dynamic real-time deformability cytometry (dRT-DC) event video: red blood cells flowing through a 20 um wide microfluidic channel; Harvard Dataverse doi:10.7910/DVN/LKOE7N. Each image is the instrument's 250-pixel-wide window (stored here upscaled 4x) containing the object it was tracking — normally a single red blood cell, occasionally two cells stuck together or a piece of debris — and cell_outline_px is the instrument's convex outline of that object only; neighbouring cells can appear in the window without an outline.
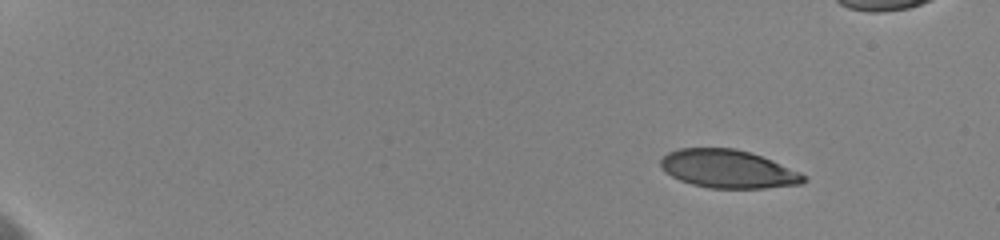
{"species": "human", "species_latin": "Homo sapiens", "temperature_condition": "cold", "stored_images_in_passage": 12, "camera_frame_rate_fps": 3000, "um_per_image_px": 0.085, "donor": {"sex": "female"}, "frame": {"image": 1, "passage_image": 1, "time_ms": 0.0, "image_size_px": [1000, 240], "cell_outline_px": [[808, 180], [804, 184], [764, 188], [708, 188], [692, 184], [680, 180], [664, 172], [660, 168], [660, 160], [668, 152], [680, 148], [736, 148], [772, 160], [800, 172], [808, 176]], "centroid_in_image_um": [61.9, 14.37], "position_along_channel_um": 23.1, "area_um2": 32.02}}
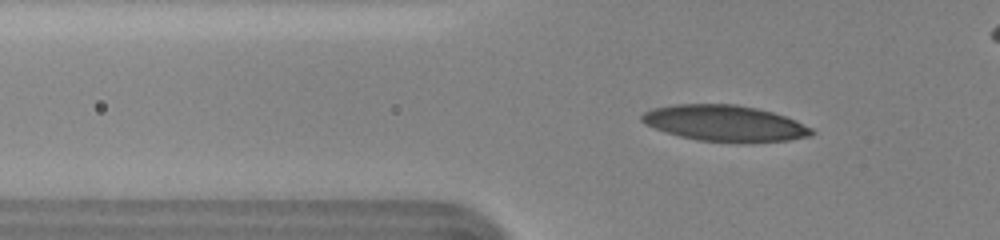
{"frame": {"image": 2, "passage_image": 10, "time_ms": 4.667, "image_size_px": [1000, 240], "cell_outline_px": [[816, 132], [812, 136], [788, 140], [740, 144], [696, 140], [680, 136], [644, 124], [640, 120], [640, 116], [644, 112], [652, 108], [676, 104], [736, 104], [756, 108], [772, 112], [796, 120], [812, 128]], "centroid_in_image_um": [61.63, 10.49], "position_along_channel_um": 64.2, "area_um2": 36.13}}